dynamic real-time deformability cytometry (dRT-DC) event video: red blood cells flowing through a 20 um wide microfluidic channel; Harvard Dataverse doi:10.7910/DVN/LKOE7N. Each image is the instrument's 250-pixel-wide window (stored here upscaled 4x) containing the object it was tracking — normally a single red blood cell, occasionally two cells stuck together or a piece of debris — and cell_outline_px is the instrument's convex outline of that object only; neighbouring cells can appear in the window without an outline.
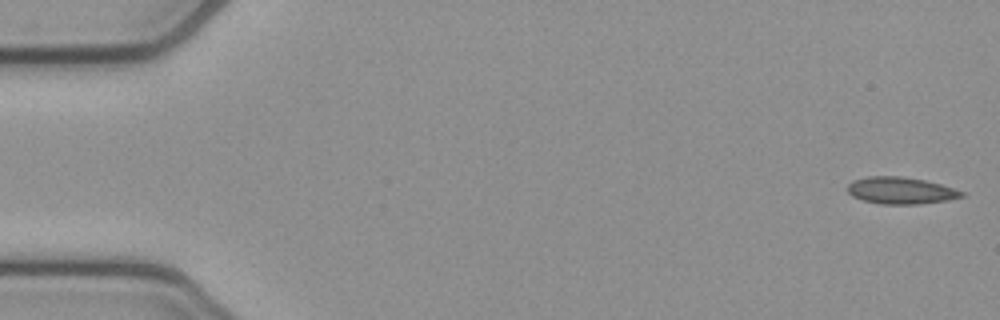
{"species": "common noctule bat (a hibernating species)", "species_latin": "Nyctalus noctula", "temperature_condition": "cold", "stored_images_in_passage": 53, "camera_frame_rate_fps": 3000, "um_per_image_px": 0.085, "animal": {"sex": "female", "body_mass_g": 21.9}, "frame": {"image": 1, "passage_image": 1, "time_ms": 0.0, "image_size_px": [1000, 320], "cell_outline_px": [[964, 196], [948, 200], [916, 204], [880, 204], [864, 200], [852, 196], [848, 192], [848, 184], [852, 180], [868, 176], [900, 176], [924, 180], [940, 184], [964, 192]], "centroid_in_image_um": [76.53, 16.19], "position_along_channel_um": 8.5, "area_um2": 17.74}}
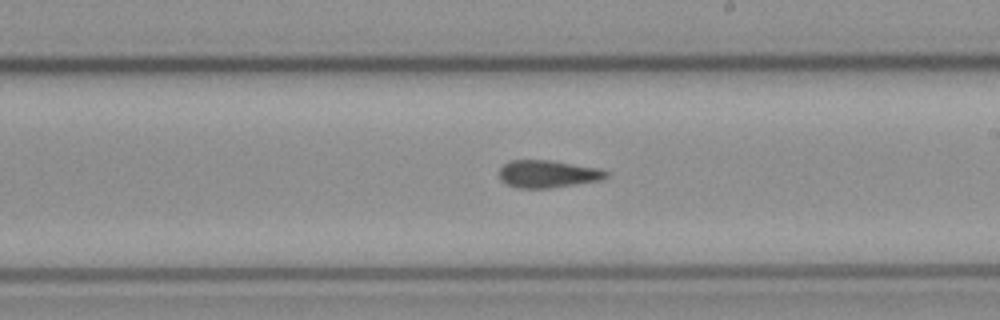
{"frame": {"image": 2, "passage_image": 30, "time_ms": 9.667, "image_size_px": [1000, 320], "cell_outline_px": [[608, 176], [600, 180], [576, 184], [548, 188], [516, 188], [504, 184], [500, 180], [500, 168], [508, 160], [552, 160], [600, 168], [608, 172]], "centroid_in_image_um": [46.54, 14.78], "position_along_channel_um": 242.5, "area_um2": 17.28}}
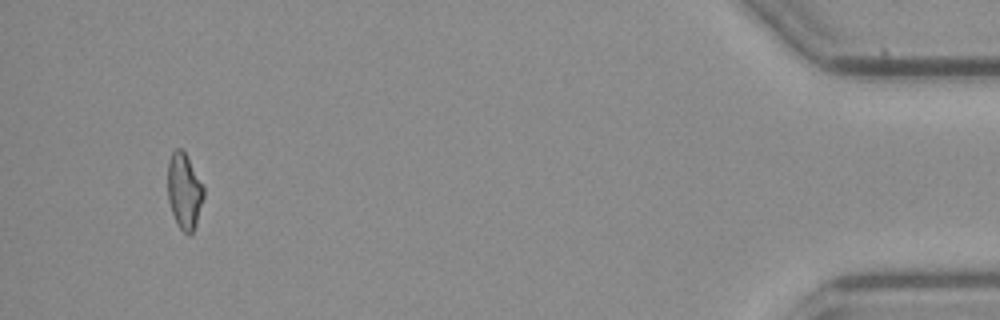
{"frame": {"image": 3, "passage_image": 50, "time_ms": 16.333, "image_size_px": [1000, 320], "cell_outline_px": [[204, 196], [196, 224], [192, 232], [188, 236], [176, 224], [168, 200], [168, 160], [172, 152], [176, 148], [180, 148], [184, 152], [204, 188]], "centroid_in_image_um": [15.65, 16.27], "position_along_channel_um": 419.6, "area_um2": 15.66}}